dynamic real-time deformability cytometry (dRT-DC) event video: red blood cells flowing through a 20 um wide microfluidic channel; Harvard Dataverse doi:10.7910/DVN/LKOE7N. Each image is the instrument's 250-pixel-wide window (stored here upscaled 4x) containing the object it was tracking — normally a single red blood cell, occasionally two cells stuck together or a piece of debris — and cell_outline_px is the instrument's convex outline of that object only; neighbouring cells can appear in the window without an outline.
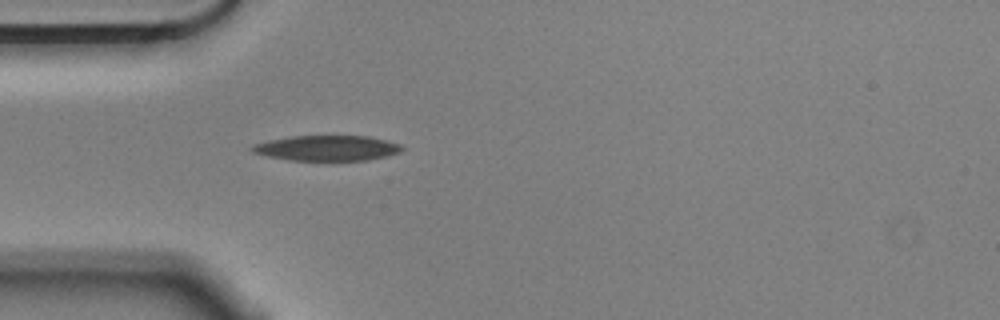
{"species": "Egyptian fruit bat (a non-hibernating species)", "species_latin": "Rousettus aegyptiacus", "temperature_condition": "cold", "stored_images_in_passage": 35, "camera_frame_rate_fps": 3000, "um_per_image_px": 0.085, "animal": {"sex": "male"}, "frame": {"image": 1, "passage_image": 1, "time_ms": 0.0, "image_size_px": [1000, 320], "cell_outline_px": [[404, 148], [400, 152], [388, 156], [368, 160], [288, 160], [268, 156], [252, 152], [248, 148], [252, 144], [288, 136], [368, 136], [400, 144]], "centroid_in_image_um": [27.77, 12.59], "position_along_channel_um": 57.2, "area_um2": 22.14}}
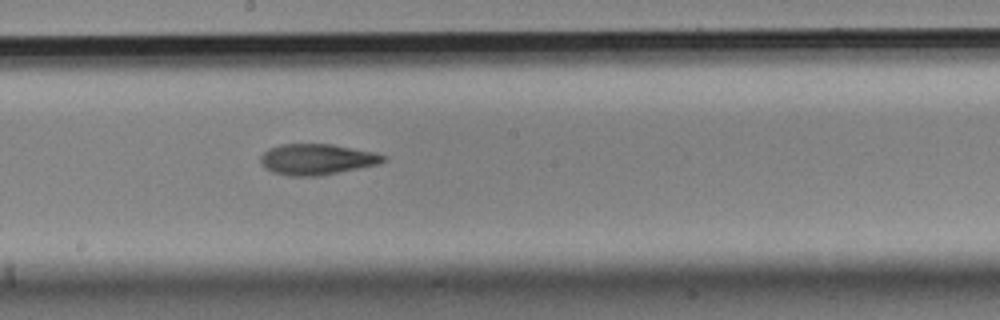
{"frame": {"image": 2, "passage_image": 15, "time_ms": 4.667, "image_size_px": [1000, 320], "cell_outline_px": [[384, 160], [376, 164], [320, 176], [288, 176], [272, 172], [264, 168], [260, 160], [260, 156], [268, 148], [280, 144], [332, 144], [376, 152], [384, 156]], "centroid_in_image_um": [26.87, 13.54], "position_along_channel_um": 221.3, "area_um2": 22.02}}
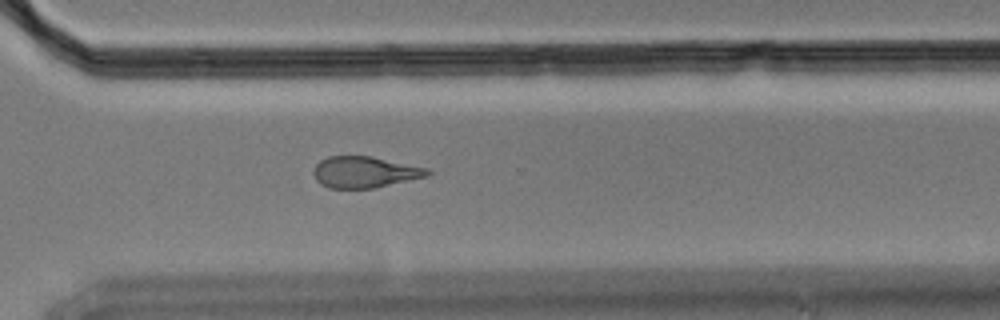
{"frame": {"image": 3, "passage_image": 25, "time_ms": 8.0, "image_size_px": [1000, 320], "cell_outline_px": [[432, 172], [428, 176], [372, 188], [328, 188], [320, 184], [316, 180], [312, 172], [316, 164], [320, 160], [328, 156], [372, 156], [428, 168]], "centroid_in_image_um": [30.98, 14.62], "position_along_channel_um": 339.6, "area_um2": 20.81}, "authors_computed_cell_mechanics": {"area_um2": 22.3108, "velocity_mm_per_s": 3.5628, "shape_relaxation_time_tau1_ms": 6.9895, "shape_relaxation_time_tau2_ms": 5.7517, "deformation_change_tau1": 0.1766, "deformation_change_tau2": 0.1466}}